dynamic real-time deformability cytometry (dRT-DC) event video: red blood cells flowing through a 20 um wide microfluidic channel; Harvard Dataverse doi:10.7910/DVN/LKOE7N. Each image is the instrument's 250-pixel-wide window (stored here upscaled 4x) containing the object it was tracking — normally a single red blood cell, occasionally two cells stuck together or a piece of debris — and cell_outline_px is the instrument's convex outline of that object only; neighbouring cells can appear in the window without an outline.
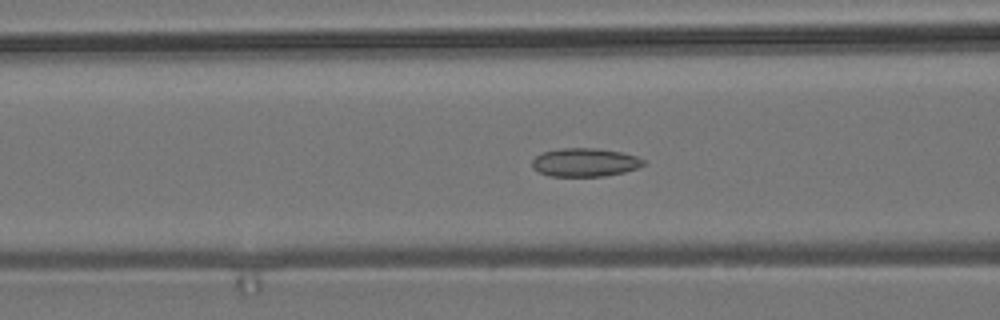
{"species": "common noctule bat (a hibernating species)", "species_latin": "Nyctalus noctula", "temperature_condition": "room temperature", "stored_images_in_passage": 55, "camera_frame_rate_fps": 3000, "um_per_image_px": 0.085, "animal": {"sex": "male", "body_mass_g": 19.2, "forearm_length_mm": 51.8}, "frame": {"image": 1, "passage_image": 21, "time_ms": 6.667, "image_size_px": [1000, 320], "cell_outline_px": [[644, 164], [636, 168], [624, 172], [604, 176], [552, 176], [540, 172], [532, 168], [532, 160], [540, 152], [560, 148], [596, 148], [620, 152], [636, 156], [644, 160]], "centroid_in_image_um": [49.68, 13.79], "position_along_channel_um": 116.9, "area_um2": 18.38}}
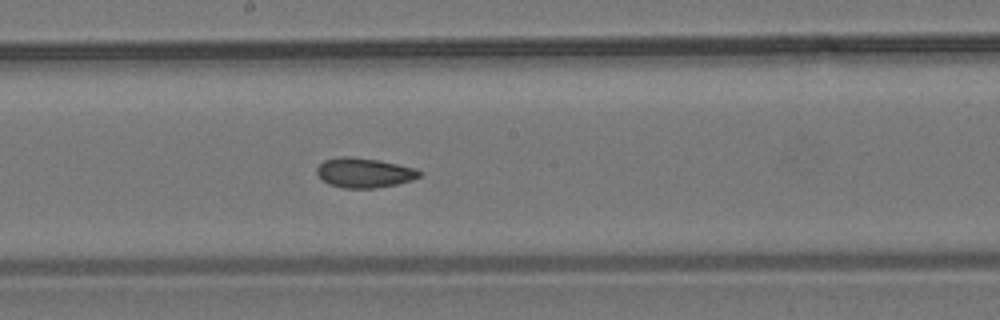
{"frame": {"image": 2, "passage_image": 29, "time_ms": 9.333, "image_size_px": [1000, 320], "cell_outline_px": [[420, 176], [412, 180], [396, 184], [376, 188], [344, 188], [328, 184], [320, 180], [316, 172], [316, 168], [324, 160], [340, 156], [352, 156], [380, 160], [416, 168], [420, 172]], "centroid_in_image_um": [30.91, 14.68], "position_along_channel_um": 217.3, "area_um2": 17.98}}
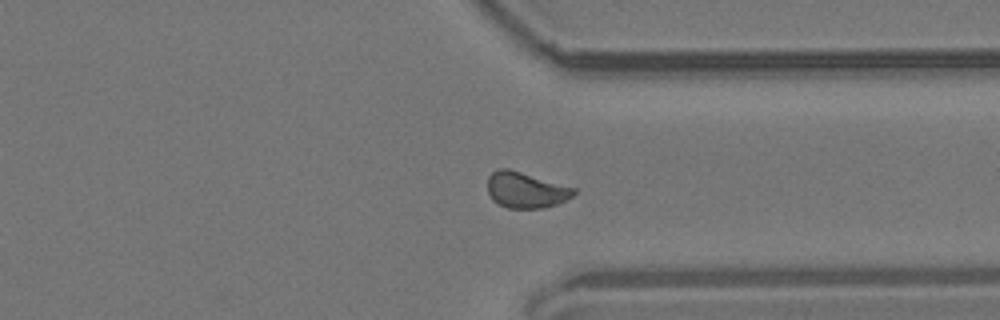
{"frame": {"image": 3, "passage_image": 41, "time_ms": 13.333, "image_size_px": [1000, 320], "cell_outline_px": [[576, 192], [572, 196], [556, 204], [544, 208], [508, 208], [492, 200], [488, 192], [488, 176], [496, 168], [508, 168], [576, 188]], "centroid_in_image_um": [44.67, 16.14], "position_along_channel_um": 366.7, "area_um2": 17.98}, "authors_computed_cell_mechanics": {"area_um2": 18.0336, "velocity_mm_per_s": 3.7585, "shape_relaxation_time_tau1_ms": 10.2243, "shape_relaxation_time_tau2_ms": 2.2492, "deformation_change_tau1": 0.1436, "deformation_change_tau2": 0.0597}}